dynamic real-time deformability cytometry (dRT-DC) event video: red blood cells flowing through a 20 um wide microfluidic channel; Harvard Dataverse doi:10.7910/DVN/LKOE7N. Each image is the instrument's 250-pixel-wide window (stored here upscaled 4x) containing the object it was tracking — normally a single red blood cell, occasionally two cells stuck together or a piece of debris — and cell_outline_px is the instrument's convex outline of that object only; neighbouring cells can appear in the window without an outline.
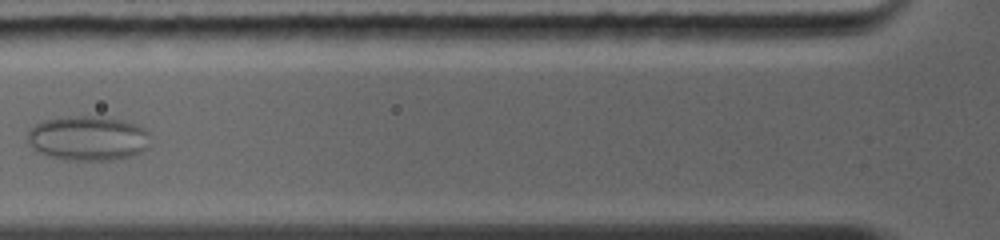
{"species": "common noctule bat (a hibernating species)", "species_latin": "Nyctalus noctula", "temperature_condition": "warm", "stored_images_in_passage": 12, "camera_frame_rate_fps": 5000, "um_per_image_px": 0.085, "animal": {"sex": "female", "body_mass_g": 19.0, "forearm_length_mm": 56.7}, "frame": {"image": 1, "passage_image": 7, "time_ms": 4.4, "image_size_px": [1000, 240], "cell_outline_px": [[148, 148], [132, 156], [108, 160], [68, 160], [48, 156], [32, 148], [28, 144], [28, 132], [36, 124], [44, 120], [72, 116], [92, 116], [120, 120], [144, 128], [148, 132]], "centroid_in_image_um": [7.45, 11.76], "position_along_channel_um": 118.3, "area_um2": 31.62}}